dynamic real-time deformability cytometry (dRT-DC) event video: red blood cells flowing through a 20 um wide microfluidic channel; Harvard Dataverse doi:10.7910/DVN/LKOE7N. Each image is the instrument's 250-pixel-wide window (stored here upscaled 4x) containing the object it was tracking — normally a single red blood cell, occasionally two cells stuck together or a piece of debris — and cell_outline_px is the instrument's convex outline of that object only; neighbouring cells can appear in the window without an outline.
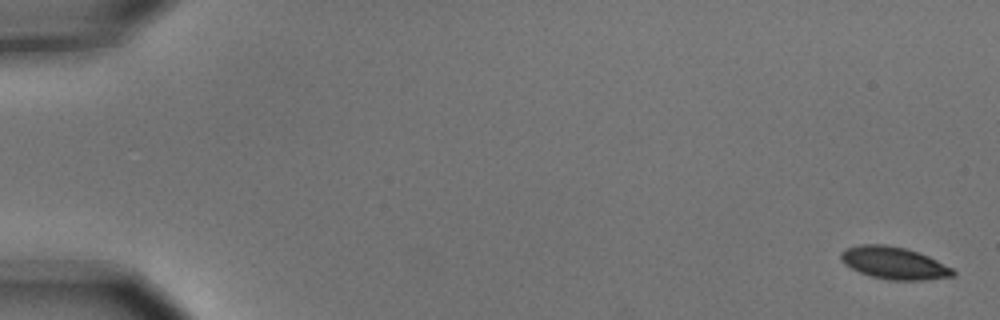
{"species": "common noctule bat (a hibernating species)", "species_latin": "Nyctalus noctula", "temperature_condition": "cold", "stored_images_in_passage": 3, "camera_frame_rate_fps": 3000, "um_per_image_px": 0.085, "animal": {"sex": "male", "body_mass_g": 15.6}, "frame": {"image": 1, "passage_image": 1, "time_ms": 0.0, "image_size_px": [1000, 320], "cell_outline_px": [[956, 276], [924, 280], [892, 280], [872, 276], [860, 272], [844, 264], [840, 260], [840, 252], [844, 248], [860, 244], [884, 244], [904, 248], [928, 256], [952, 268], [956, 272]], "centroid_in_image_um": [75.97, 22.35], "position_along_channel_um": 9.0, "area_um2": 21.04}}